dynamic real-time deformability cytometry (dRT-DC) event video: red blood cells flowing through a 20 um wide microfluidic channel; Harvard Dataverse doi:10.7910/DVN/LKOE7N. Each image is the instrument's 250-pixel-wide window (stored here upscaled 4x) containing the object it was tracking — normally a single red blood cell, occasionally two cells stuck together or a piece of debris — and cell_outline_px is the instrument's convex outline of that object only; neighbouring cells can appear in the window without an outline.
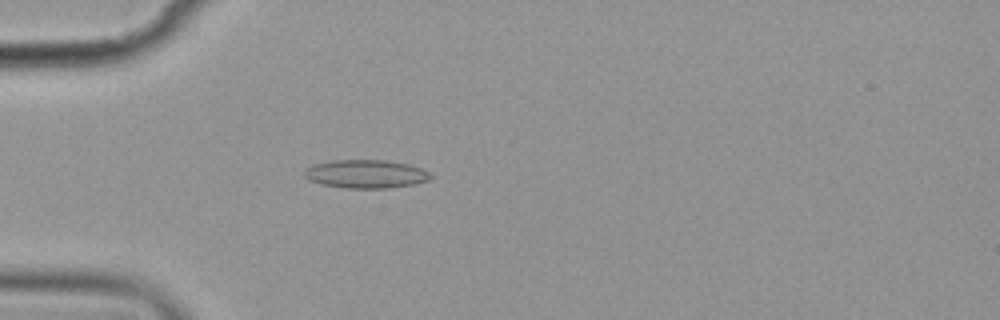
{"species": "common noctule bat (a hibernating species)", "species_latin": "Nyctalus noctula", "temperature_condition": "cold", "stored_images_in_passage": 4, "camera_frame_rate_fps": 3000, "um_per_image_px": 0.085, "animal": {"sex": "female", "body_mass_g": 19.9}, "frame": {"image": 1, "passage_image": 4, "time_ms": 3.333, "image_size_px": [1000, 320], "cell_outline_px": [[432, 176], [428, 180], [412, 184], [388, 188], [344, 188], [324, 184], [308, 180], [304, 176], [304, 172], [312, 164], [332, 160], [384, 160], [408, 164], [420, 168], [428, 172]], "centroid_in_image_um": [31.06, 14.78], "position_along_channel_um": 53.9, "area_um2": 20.69}}